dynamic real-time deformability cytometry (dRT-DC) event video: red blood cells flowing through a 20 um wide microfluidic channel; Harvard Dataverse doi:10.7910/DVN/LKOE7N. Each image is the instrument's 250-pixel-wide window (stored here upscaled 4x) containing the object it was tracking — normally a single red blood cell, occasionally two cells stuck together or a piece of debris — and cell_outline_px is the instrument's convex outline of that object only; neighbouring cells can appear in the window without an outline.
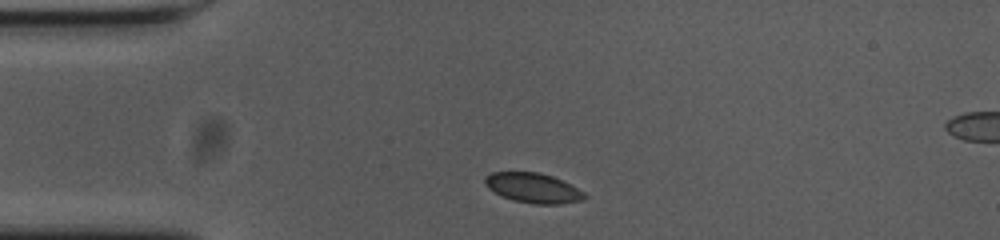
{"species": "common noctule bat (a hibernating species)", "species_latin": "Nyctalus noctula", "temperature_condition": "cold", "stored_images_in_passage": 45, "segment_of_instrument_passage": [1, 2], "camera_frame_rate_fps": 3000, "um_per_image_px": 0.085, "animal": {"sex": "female", "body_mass_g": 23.0, "forearm_length_mm": 53.4}, "frame": {"image": 1, "passage_image": 1, "time_ms": 0.0, "image_size_px": [1000, 240], "cell_outline_px": [[588, 196], [584, 200], [560, 204], [532, 204], [512, 200], [500, 196], [488, 188], [484, 184], [484, 176], [492, 172], [540, 172], [552, 176], [584, 192]], "centroid_in_image_um": [45.28, 15.98], "position_along_channel_um": 39.7, "area_um2": 17.46}}
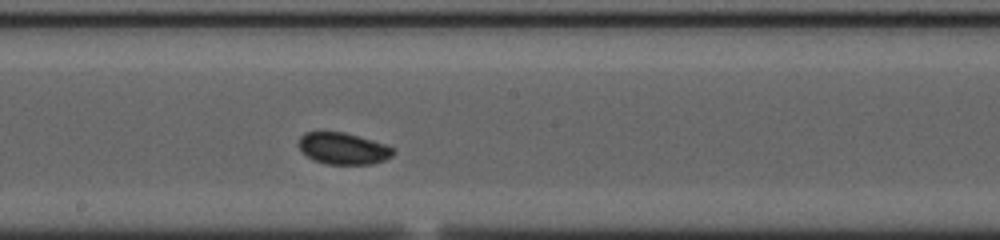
{"frame": {"image": 2, "passage_image": 18, "time_ms": 5.667, "image_size_px": [1000, 240], "cell_outline_px": [[396, 152], [392, 156], [384, 160], [372, 164], [328, 164], [312, 160], [300, 148], [300, 136], [304, 132], [344, 132], [384, 144], [396, 148]], "centroid_in_image_um": [29.2, 12.63], "position_along_channel_um": 219.0, "area_um2": 17.28}}
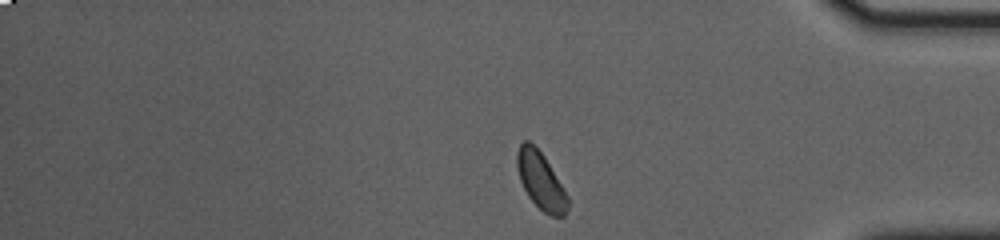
{"frame": {"image": 3, "passage_image": 34, "time_ms": 11.0, "image_size_px": [1000, 240], "cell_outline_px": [[568, 208], [564, 216], [552, 216], [544, 212], [528, 196], [520, 180], [516, 164], [516, 152], [520, 144], [524, 140], [528, 140], [544, 156], [568, 196]], "centroid_in_image_um": [45.95, 15.35], "position_along_channel_um": 389.3, "area_um2": 16.59}}